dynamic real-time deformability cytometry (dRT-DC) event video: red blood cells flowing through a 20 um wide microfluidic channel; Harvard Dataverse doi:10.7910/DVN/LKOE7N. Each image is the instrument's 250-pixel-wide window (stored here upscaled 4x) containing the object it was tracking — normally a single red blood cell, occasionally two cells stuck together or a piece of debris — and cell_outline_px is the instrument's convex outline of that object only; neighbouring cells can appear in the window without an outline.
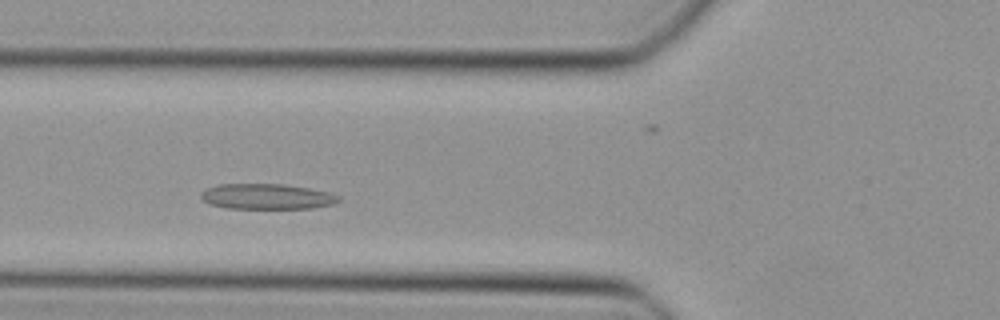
{"species": "Egyptian fruit bat (a non-hibernating species)", "species_latin": "Rousettus aegyptiacus", "temperature_condition": "cold", "stored_images_in_passage": 25, "camera_frame_rate_fps": 3000, "um_per_image_px": 0.085, "animal": {"sex": "female"}, "frame": {"image": 1, "passage_image": 7, "time_ms": 2.0, "image_size_px": [1000, 320], "cell_outline_px": [[340, 200], [332, 204], [312, 208], [228, 208], [208, 204], [200, 196], [200, 192], [208, 188], [220, 184], [284, 184], [308, 188], [328, 192], [340, 196]], "centroid_in_image_um": [22.67, 16.7], "position_along_channel_um": 103.1, "area_um2": 20.29}}
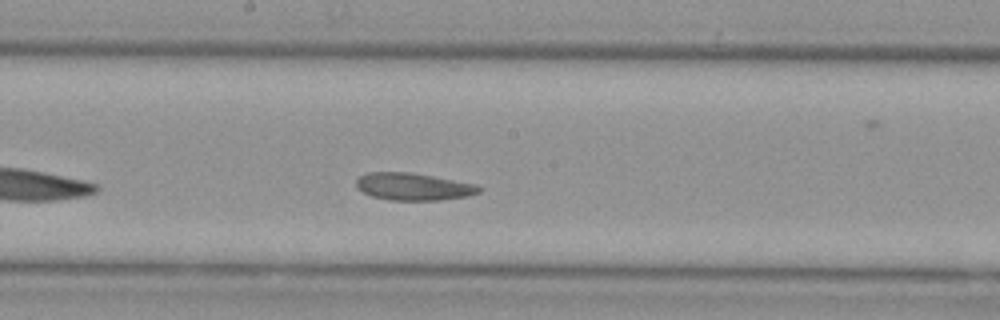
{"frame": {"image": 2, "passage_image": 15, "time_ms": 4.667, "image_size_px": [1000, 320], "cell_outline_px": [[480, 192], [468, 196], [440, 200], [388, 200], [372, 196], [356, 188], [356, 180], [360, 176], [368, 172], [408, 172], [432, 176], [476, 184], [480, 188]], "centroid_in_image_um": [35.11, 15.86], "position_along_channel_um": 213.1, "area_um2": 19.42}}
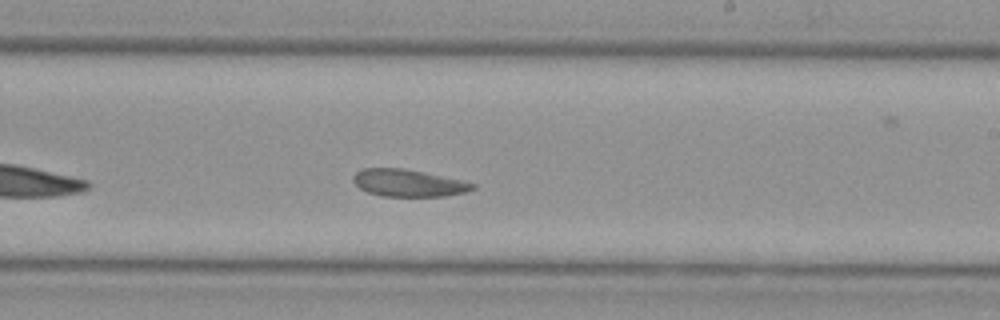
{"frame": {"image": 3, "passage_image": 18, "time_ms": 5.667, "image_size_px": [1000, 320], "cell_outline_px": [[476, 188], [468, 192], [444, 196], [384, 196], [368, 192], [360, 188], [352, 180], [352, 176], [356, 172], [364, 168], [404, 168], [464, 180], [476, 184]], "centroid_in_image_um": [34.75, 15.55], "position_along_channel_um": 254.2, "area_um2": 19.02}}